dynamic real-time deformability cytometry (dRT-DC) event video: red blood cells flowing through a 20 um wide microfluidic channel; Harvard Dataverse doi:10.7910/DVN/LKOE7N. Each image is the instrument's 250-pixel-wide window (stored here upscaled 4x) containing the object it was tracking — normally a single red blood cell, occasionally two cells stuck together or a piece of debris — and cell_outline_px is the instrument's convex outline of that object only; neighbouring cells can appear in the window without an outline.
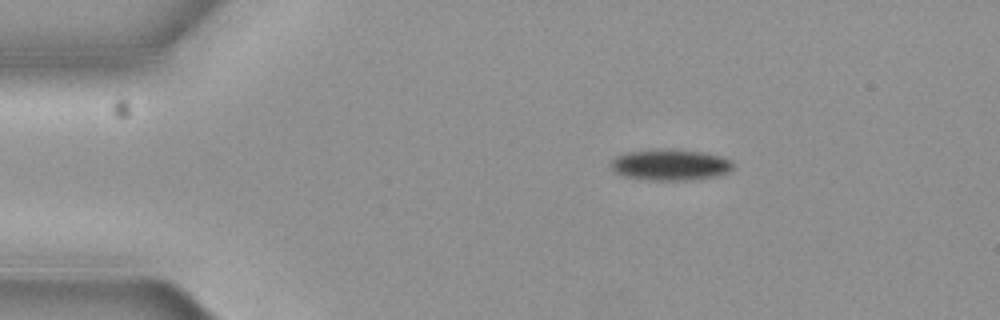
{"species": "common noctule bat (a hibernating species)", "species_latin": "Nyctalus noctula", "temperature_condition": "cold", "stored_images_in_passage": 2, "camera_frame_rate_fps": 3000, "um_per_image_px": 0.085, "animal": {"sex": "female", "body_mass_g": 19.3, "forearm_length_mm": 54.1}, "frame": {"image": 1, "passage_image": 1, "time_ms": 0.0, "image_size_px": [1000, 320], "cell_outline_px": [[736, 168], [720, 176], [692, 180], [648, 180], [620, 176], [612, 172], [608, 164], [616, 156], [624, 152], [700, 152], [720, 156], [732, 160]], "centroid_in_image_um": [56.97, 14.08], "position_along_channel_um": 28.0, "area_um2": 21.73}}